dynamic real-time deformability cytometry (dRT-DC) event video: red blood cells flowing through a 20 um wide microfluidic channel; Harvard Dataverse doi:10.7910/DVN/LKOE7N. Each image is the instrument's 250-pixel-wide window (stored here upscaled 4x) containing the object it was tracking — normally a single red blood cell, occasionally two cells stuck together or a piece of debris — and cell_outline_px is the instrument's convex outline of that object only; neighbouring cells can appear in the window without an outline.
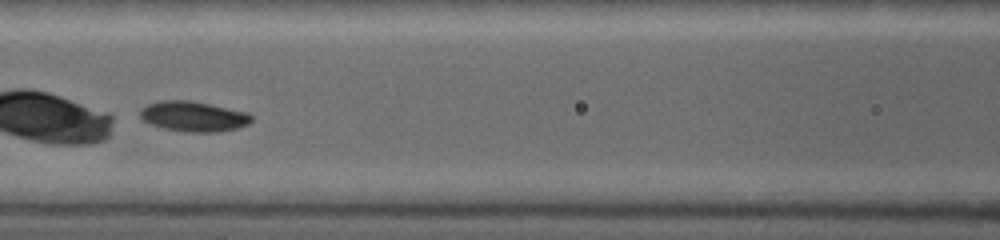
{"species": "common noctule bat (a hibernating species)", "species_latin": "Nyctalus noctula", "temperature_condition": "warm", "stored_images_in_passage": 14, "camera_frame_rate_fps": 5000, "um_per_image_px": 0.085, "animal": {"sex": "female", "body_mass_g": 19.0, "forearm_length_mm": 53.3}, "frame": {"image": 1, "passage_image": 8, "time_ms": 2.0, "image_size_px": [1000, 240], "cell_outline_px": [[252, 120], [248, 124], [236, 128], [216, 132], [188, 132], [164, 128], [152, 124], [144, 120], [140, 116], [140, 112], [148, 104], [160, 100], [192, 100], [248, 112], [252, 116]], "centroid_in_image_um": [16.48, 9.88], "position_along_channel_um": 150.1, "area_um2": 19.48}}